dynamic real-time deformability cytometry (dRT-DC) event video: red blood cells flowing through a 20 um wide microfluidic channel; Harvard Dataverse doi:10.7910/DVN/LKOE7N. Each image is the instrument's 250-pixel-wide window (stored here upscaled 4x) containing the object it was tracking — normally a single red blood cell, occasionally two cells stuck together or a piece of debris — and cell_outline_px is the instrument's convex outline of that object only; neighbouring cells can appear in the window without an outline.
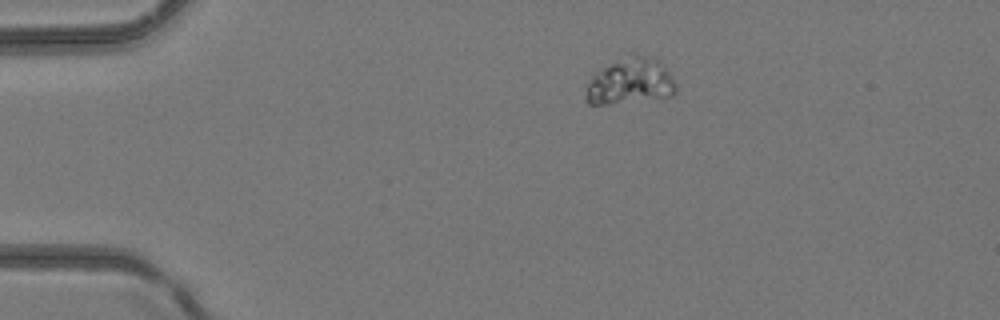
{"species": "common noctule bat (a hibernating species)", "species_latin": "Nyctalus noctula", "temperature_condition": "room temperature", "stored_images_in_passage": 5, "camera_frame_rate_fps": 3000, "um_per_image_px": 0.085, "animal": {"sex": "female", "body_mass_g": 24.6, "forearm_length_mm": 56.2}, "frame": {"image": 1, "passage_image": 5, "time_ms": 4.667, "image_size_px": [1000, 320], "cell_outline_px": [[676, 92], [672, 96], [608, 104], [588, 104], [588, 80], [596, 72], [632, 52], [660, 60], [672, 76], [676, 84]], "centroid_in_image_um": [53.63, 6.89], "position_along_channel_um": 31.4, "area_um2": 23.93}}